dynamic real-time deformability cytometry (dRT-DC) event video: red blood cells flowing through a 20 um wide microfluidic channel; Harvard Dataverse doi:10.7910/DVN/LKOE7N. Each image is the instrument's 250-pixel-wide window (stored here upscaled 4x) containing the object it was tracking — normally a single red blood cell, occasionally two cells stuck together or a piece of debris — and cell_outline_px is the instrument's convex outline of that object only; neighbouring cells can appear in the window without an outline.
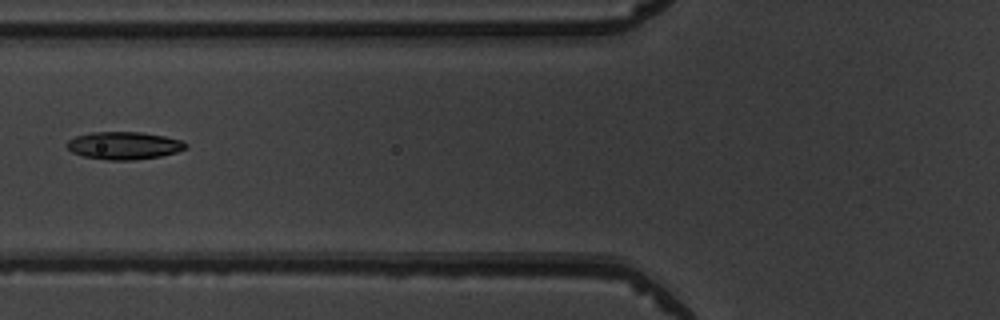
{"species": "common noctule bat (a hibernating species)", "species_latin": "Nyctalus noctula", "temperature_condition": "warm", "stored_images_in_passage": 3, "camera_frame_rate_fps": 3000, "um_per_image_px": 0.085, "animal": {"sex": "male", "body_mass_g": 19.5, "forearm_length_mm": 54.6}, "frame": {"image": 1, "passage_image": 2, "time_ms": 1.333, "image_size_px": [1000, 320], "cell_outline_px": [[188, 148], [176, 152], [160, 156], [132, 160], [108, 160], [84, 156], [72, 152], [64, 144], [68, 140], [76, 136], [92, 132], [140, 132], [164, 136], [180, 140], [188, 144]], "centroid_in_image_um": [10.53, 12.37], "position_along_channel_um": 115.3, "area_um2": 19.07}}
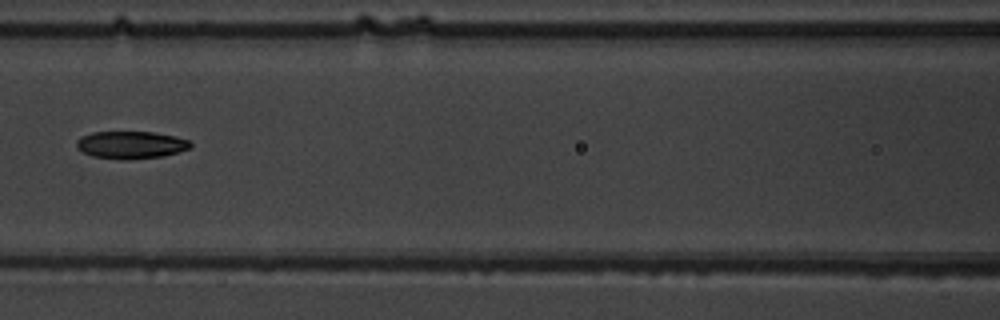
{"frame": {"image": 2, "passage_image": 3, "time_ms": 2.333, "image_size_px": [1000, 320], "cell_outline_px": [[192, 144], [188, 148], [164, 156], [128, 160], [92, 156], [76, 148], [76, 140], [80, 136], [92, 132], [152, 132], [176, 136], [188, 140]], "centroid_in_image_um": [11.09, 12.31], "position_along_channel_um": 155.5, "area_um2": 18.21}}